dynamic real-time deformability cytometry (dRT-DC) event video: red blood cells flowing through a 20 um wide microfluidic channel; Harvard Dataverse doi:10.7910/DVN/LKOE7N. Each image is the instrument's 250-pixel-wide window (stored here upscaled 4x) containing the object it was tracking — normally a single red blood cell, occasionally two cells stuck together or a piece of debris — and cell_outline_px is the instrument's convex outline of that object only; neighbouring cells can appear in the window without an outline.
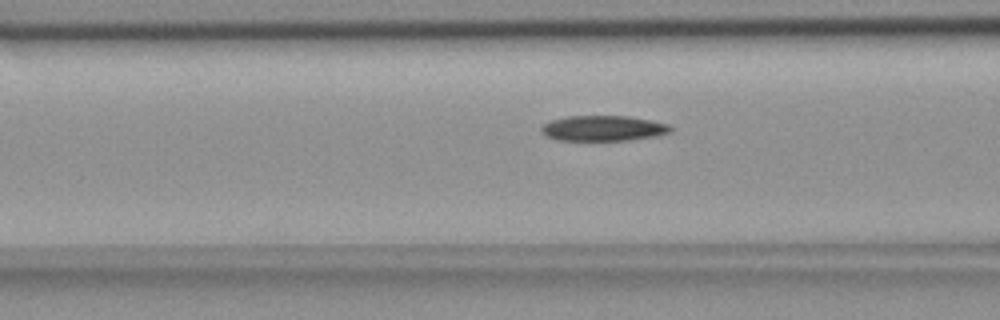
{"species": "common noctule bat (a hibernating species)", "species_latin": "Nyctalus noctula", "temperature_condition": "room temperature", "stored_images_in_passage": 56, "camera_frame_rate_fps": 3000, "um_per_image_px": 0.085, "animal": {"sex": "female", "body_mass_g": 18.4}, "frame": {"image": 1, "passage_image": 22, "time_ms": 7.0, "image_size_px": [1000, 320], "cell_outline_px": [[672, 132], [656, 136], [628, 140], [560, 140], [548, 136], [540, 132], [540, 128], [544, 124], [552, 120], [564, 116], [628, 116], [652, 120], [668, 124], [672, 128]], "centroid_in_image_um": [51.29, 10.9], "position_along_channel_um": 115.3, "area_um2": 19.13}}
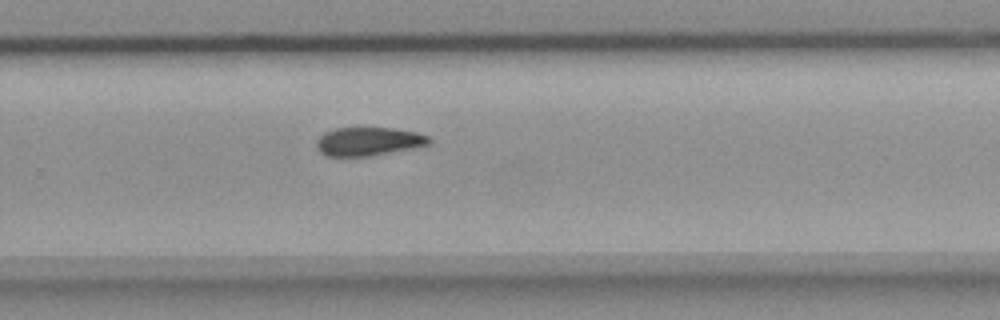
{"frame": {"image": 2, "passage_image": 37, "time_ms": 12.0, "image_size_px": [1000, 320], "cell_outline_px": [[432, 140], [428, 144], [412, 148], [372, 156], [328, 156], [320, 152], [316, 148], [316, 140], [324, 132], [336, 128], [392, 128], [416, 132], [428, 136]], "centroid_in_image_um": [31.29, 12.02], "position_along_channel_um": 298.5, "area_um2": 18.67}}
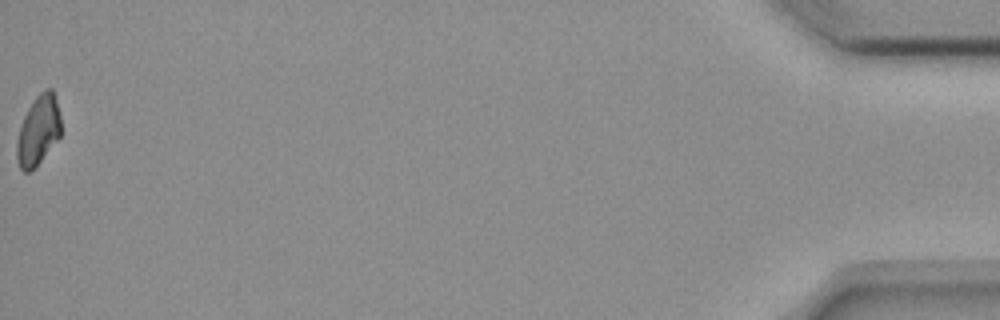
{"frame": {"image": 3, "passage_image": 56, "time_ms": 18.333, "image_size_px": [1000, 320], "cell_outline_px": [[60, 136], [40, 160], [28, 172], [24, 172], [20, 168], [16, 160], [16, 140], [24, 116], [28, 108], [36, 96], [44, 88], [52, 88], [60, 112]], "centroid_in_image_um": [3.24, 11.05], "position_along_channel_um": 432.0, "area_um2": 17.69}, "authors_computed_cell_mechanics": {"area_um2": 19.363, "velocity_mm_per_s": 3.6681, "shape_relaxation_time_tau1_ms": 6.5757, "shape_relaxation_time_tau2_ms": null, "deformation_change_tau1": 0.1458, "deformation_change_tau2": null}}